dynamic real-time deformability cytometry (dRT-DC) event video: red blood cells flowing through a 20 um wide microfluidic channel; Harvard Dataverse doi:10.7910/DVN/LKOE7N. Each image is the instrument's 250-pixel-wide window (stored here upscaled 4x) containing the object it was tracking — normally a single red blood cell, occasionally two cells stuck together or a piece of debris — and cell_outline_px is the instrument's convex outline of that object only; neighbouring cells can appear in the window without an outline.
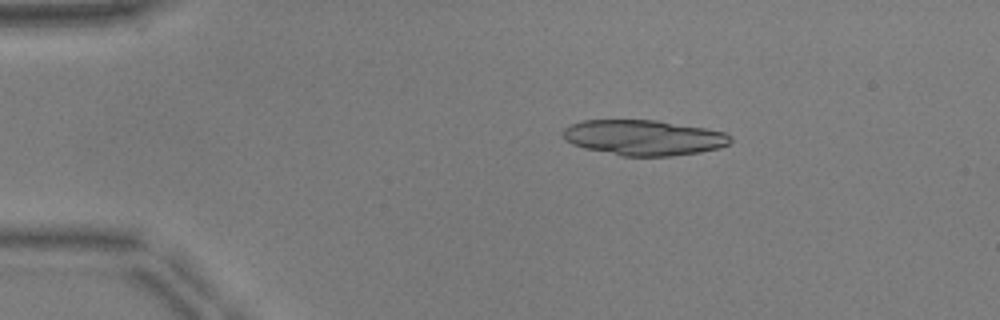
{"species": "common noctule bat (a hibernating species)", "species_latin": "Nyctalus noctula", "temperature_condition": "warm", "stored_images_in_passage": 42, "camera_frame_rate_fps": 3000, "um_per_image_px": 0.085, "animal": {"sex": "male", "body_mass_g": 17.9, "forearm_length_mm": 54.2}, "frame": {"image": 1, "passage_image": 1, "time_ms": 0.0, "image_size_px": [1000, 320], "cell_outline_px": [[732, 140], [728, 144], [720, 148], [700, 152], [672, 156], [620, 156], [584, 148], [572, 144], [564, 140], [560, 132], [564, 128], [572, 124], [584, 120], [656, 120], [704, 128], [724, 132], [732, 136]], "centroid_in_image_um": [54.69, 11.7], "position_along_channel_um": 30.3, "area_um2": 34.74}, "authors_computed_cell_mechanics": {"area_um2": 21.6461, "velocity_mm_per_s": 3.9555, "shape_relaxation_time_tau1_ms": null, "shape_relaxation_time_tau2_ms": 2.923, "deformation_change_tau1": null, "deformation_change_tau2": 0.134}}